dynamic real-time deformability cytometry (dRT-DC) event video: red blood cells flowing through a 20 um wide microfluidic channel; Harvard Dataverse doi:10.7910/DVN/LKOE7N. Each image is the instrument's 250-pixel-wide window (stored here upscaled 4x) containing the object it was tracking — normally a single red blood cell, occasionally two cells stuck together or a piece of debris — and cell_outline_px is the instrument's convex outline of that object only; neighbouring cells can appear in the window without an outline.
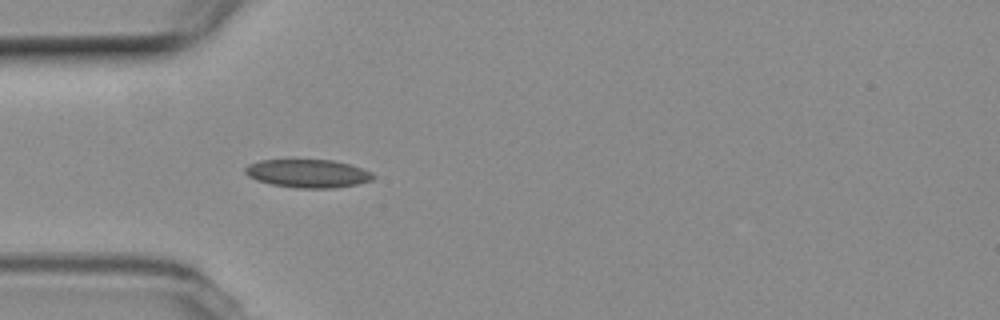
{"species": "common noctule bat (a hibernating species)", "species_latin": "Nyctalus noctula", "temperature_condition": "room temperature", "stored_images_in_passage": 53, "camera_frame_rate_fps": 3000, "um_per_image_px": 0.085, "animal": {"sex": "female", "body_mass_g": 19.3, "forearm_length_mm": 54.1}, "frame": {"image": 1, "passage_image": 15, "time_ms": 4.667, "image_size_px": [1000, 320], "cell_outline_px": [[376, 176], [372, 180], [356, 184], [336, 188], [296, 188], [272, 184], [256, 180], [248, 176], [244, 172], [244, 168], [248, 164], [260, 160], [332, 160], [352, 164], [372, 172]], "centroid_in_image_um": [26.18, 14.74], "position_along_channel_um": 58.8, "area_um2": 21.21}}
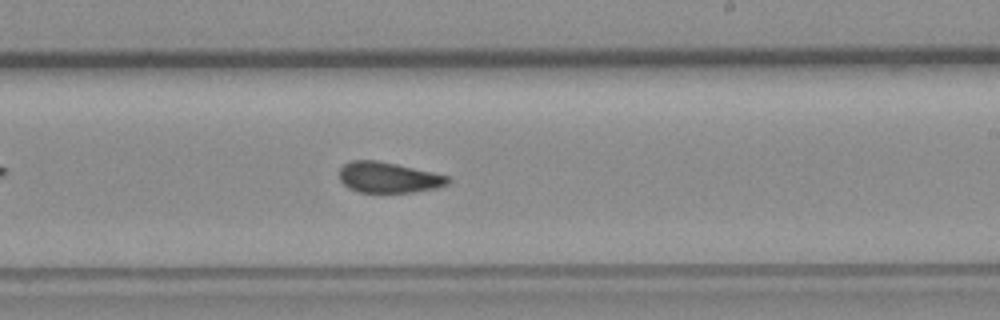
{"frame": {"image": 2, "passage_image": 31, "time_ms": 10.0, "image_size_px": [1000, 320], "cell_outline_px": [[452, 180], [448, 184], [436, 188], [412, 192], [360, 192], [348, 188], [340, 180], [340, 168], [344, 164], [352, 160], [376, 160], [396, 164], [432, 172], [448, 176]], "centroid_in_image_um": [33.02, 15.08], "position_along_channel_um": 256.0, "area_um2": 19.31}}
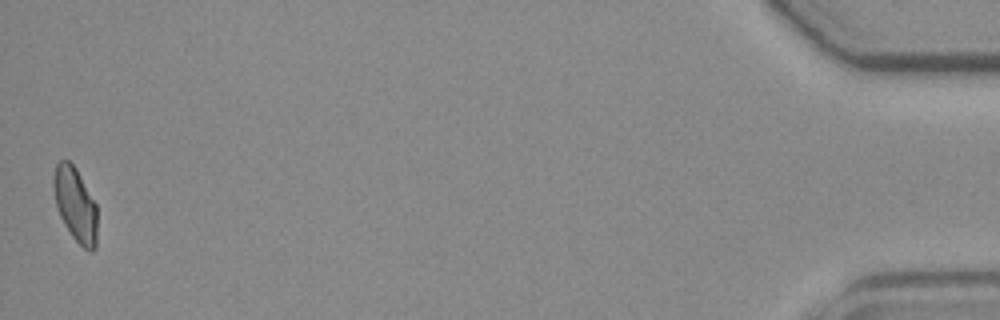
{"frame": {"image": 3, "passage_image": 53, "time_ms": 17.333, "image_size_px": [1000, 320], "cell_outline_px": [[96, 248], [92, 252], [88, 252], [72, 236], [64, 224], [60, 216], [56, 204], [52, 184], [52, 180], [56, 164], [60, 160], [68, 160], [76, 168], [96, 204]], "centroid_in_image_um": [6.39, 17.38], "position_along_channel_um": 428.8, "area_um2": 18.79}, "authors_computed_cell_mechanics": {"area_um2": 20.0566, "velocity_mm_per_s": 3.7393, "shape_relaxation_time_tau1_ms": null, "shape_relaxation_time_tau2_ms": 1.8742, "deformation_change_tau1": null, "deformation_change_tau2": 0.0646}}